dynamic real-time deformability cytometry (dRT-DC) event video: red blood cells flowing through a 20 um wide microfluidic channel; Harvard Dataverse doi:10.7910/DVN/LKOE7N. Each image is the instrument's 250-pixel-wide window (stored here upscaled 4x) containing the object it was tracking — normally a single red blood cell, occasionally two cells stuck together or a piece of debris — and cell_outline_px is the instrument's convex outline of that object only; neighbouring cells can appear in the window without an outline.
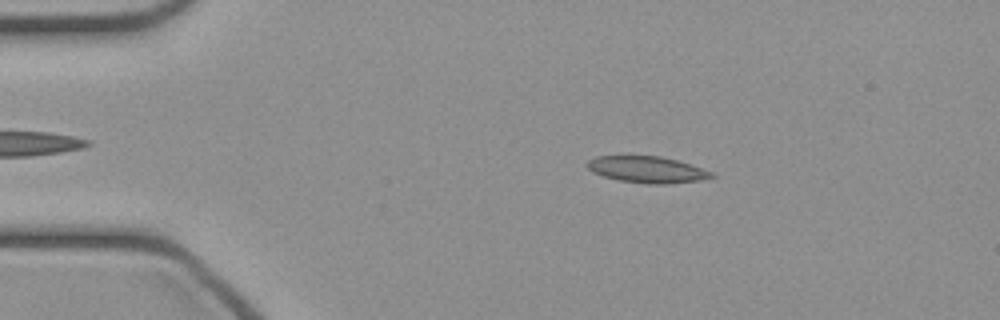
{"species": "common noctule bat (a hibernating species)", "species_latin": "Nyctalus noctula", "temperature_condition": "cold", "stored_images_in_passage": 45, "camera_frame_rate_fps": 3000, "um_per_image_px": 0.085, "animal": {"sex": "female", "body_mass_g": 21.9}, "frame": {"image": 1, "passage_image": 7, "time_ms": 2.0, "image_size_px": [1000, 320], "cell_outline_px": [[716, 176], [700, 180], [664, 184], [648, 184], [620, 180], [604, 176], [592, 172], [584, 164], [588, 160], [596, 156], [624, 152], [660, 156], [676, 160], [712, 172]], "centroid_in_image_um": [54.88, 14.35], "position_along_channel_um": 30.1, "area_um2": 19.88}}
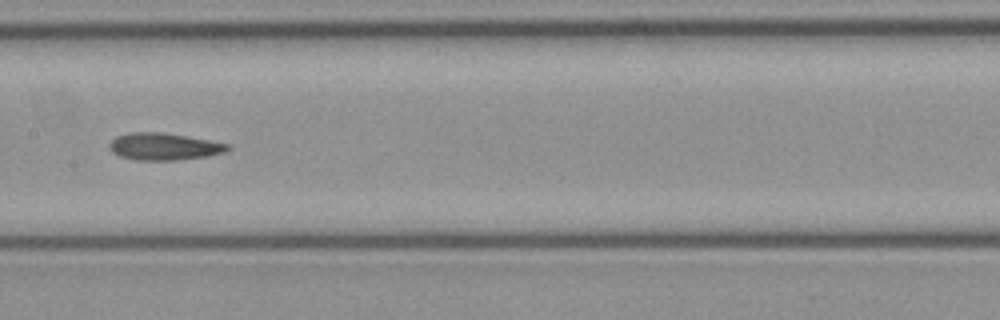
{"frame": {"image": 2, "passage_image": 22, "time_ms": 7.0, "image_size_px": [1000, 320], "cell_outline_px": [[232, 148], [224, 152], [204, 156], [176, 160], [136, 160], [120, 156], [112, 152], [108, 144], [116, 136], [128, 132], [164, 132], [232, 144]], "centroid_in_image_um": [13.94, 12.44], "position_along_channel_um": 193.5, "area_um2": 18.73}}
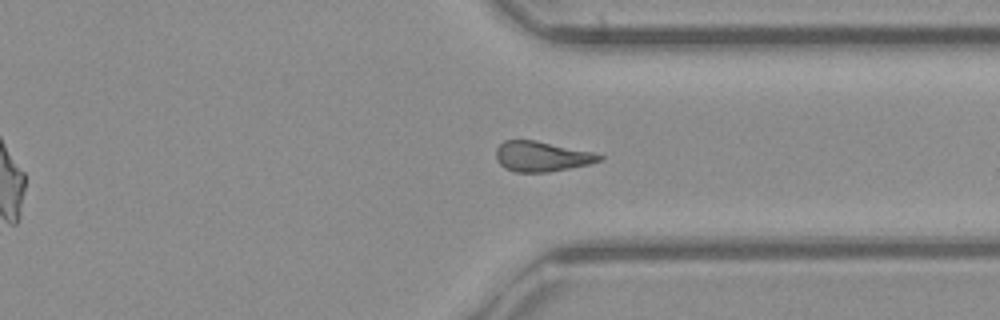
{"frame": {"image": 3, "passage_image": 34, "time_ms": 11.0, "image_size_px": [1000, 320], "cell_outline_px": [[604, 160], [588, 164], [548, 172], [516, 172], [504, 168], [496, 160], [496, 148], [504, 140], [536, 140], [592, 152], [604, 156]], "centroid_in_image_um": [46.02, 13.29], "position_along_channel_um": 365.4, "area_um2": 18.15}}